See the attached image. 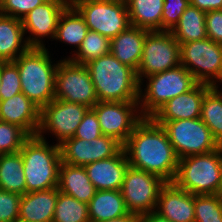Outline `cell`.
<instances>
[{"label": "cell", "instance_id": "obj_1", "mask_svg": "<svg viewBox=\"0 0 222 222\" xmlns=\"http://www.w3.org/2000/svg\"><path fill=\"white\" fill-rule=\"evenodd\" d=\"M123 149L131 167L155 174L166 182L174 181L179 159L166 131L151 117H144L137 124Z\"/></svg>", "mask_w": 222, "mask_h": 222}, {"label": "cell", "instance_id": "obj_2", "mask_svg": "<svg viewBox=\"0 0 222 222\" xmlns=\"http://www.w3.org/2000/svg\"><path fill=\"white\" fill-rule=\"evenodd\" d=\"M98 101L138 102L140 83L136 71L111 53L86 64Z\"/></svg>", "mask_w": 222, "mask_h": 222}, {"label": "cell", "instance_id": "obj_3", "mask_svg": "<svg viewBox=\"0 0 222 222\" xmlns=\"http://www.w3.org/2000/svg\"><path fill=\"white\" fill-rule=\"evenodd\" d=\"M48 49L30 47L16 63L22 93L40 109L55 99V77L59 61L52 64Z\"/></svg>", "mask_w": 222, "mask_h": 222}, {"label": "cell", "instance_id": "obj_4", "mask_svg": "<svg viewBox=\"0 0 222 222\" xmlns=\"http://www.w3.org/2000/svg\"><path fill=\"white\" fill-rule=\"evenodd\" d=\"M20 152L23 159L26 193L58 187L62 161L57 143L49 146L46 138L31 136Z\"/></svg>", "mask_w": 222, "mask_h": 222}, {"label": "cell", "instance_id": "obj_5", "mask_svg": "<svg viewBox=\"0 0 222 222\" xmlns=\"http://www.w3.org/2000/svg\"><path fill=\"white\" fill-rule=\"evenodd\" d=\"M222 178V146L207 154L179 159L173 183L193 195H215Z\"/></svg>", "mask_w": 222, "mask_h": 222}, {"label": "cell", "instance_id": "obj_6", "mask_svg": "<svg viewBox=\"0 0 222 222\" xmlns=\"http://www.w3.org/2000/svg\"><path fill=\"white\" fill-rule=\"evenodd\" d=\"M146 78L149 82L144 89V94L140 87L138 101L143 117H151L170 99L191 90L198 83L183 65Z\"/></svg>", "mask_w": 222, "mask_h": 222}, {"label": "cell", "instance_id": "obj_7", "mask_svg": "<svg viewBox=\"0 0 222 222\" xmlns=\"http://www.w3.org/2000/svg\"><path fill=\"white\" fill-rule=\"evenodd\" d=\"M155 122L166 131L178 159L207 154L221 147L201 118Z\"/></svg>", "mask_w": 222, "mask_h": 222}, {"label": "cell", "instance_id": "obj_8", "mask_svg": "<svg viewBox=\"0 0 222 222\" xmlns=\"http://www.w3.org/2000/svg\"><path fill=\"white\" fill-rule=\"evenodd\" d=\"M181 65L180 44L169 31H148L142 58L136 72L138 82L143 78Z\"/></svg>", "mask_w": 222, "mask_h": 222}, {"label": "cell", "instance_id": "obj_9", "mask_svg": "<svg viewBox=\"0 0 222 222\" xmlns=\"http://www.w3.org/2000/svg\"><path fill=\"white\" fill-rule=\"evenodd\" d=\"M85 20L89 30L112 39L131 24L126 3L99 0H70Z\"/></svg>", "mask_w": 222, "mask_h": 222}, {"label": "cell", "instance_id": "obj_10", "mask_svg": "<svg viewBox=\"0 0 222 222\" xmlns=\"http://www.w3.org/2000/svg\"><path fill=\"white\" fill-rule=\"evenodd\" d=\"M59 61L55 77V99L92 108L98 98L87 66L76 64L68 58Z\"/></svg>", "mask_w": 222, "mask_h": 222}, {"label": "cell", "instance_id": "obj_11", "mask_svg": "<svg viewBox=\"0 0 222 222\" xmlns=\"http://www.w3.org/2000/svg\"><path fill=\"white\" fill-rule=\"evenodd\" d=\"M165 184L161 177L129 166L121 188L128 212L141 216L155 211L159 192Z\"/></svg>", "mask_w": 222, "mask_h": 222}, {"label": "cell", "instance_id": "obj_12", "mask_svg": "<svg viewBox=\"0 0 222 222\" xmlns=\"http://www.w3.org/2000/svg\"><path fill=\"white\" fill-rule=\"evenodd\" d=\"M180 57L198 83L211 86L222 69V44L209 38L180 44Z\"/></svg>", "mask_w": 222, "mask_h": 222}, {"label": "cell", "instance_id": "obj_13", "mask_svg": "<svg viewBox=\"0 0 222 222\" xmlns=\"http://www.w3.org/2000/svg\"><path fill=\"white\" fill-rule=\"evenodd\" d=\"M138 108L139 102L103 101H98L92 107L97 115L102 134L115 138L122 145L144 118Z\"/></svg>", "mask_w": 222, "mask_h": 222}, {"label": "cell", "instance_id": "obj_14", "mask_svg": "<svg viewBox=\"0 0 222 222\" xmlns=\"http://www.w3.org/2000/svg\"><path fill=\"white\" fill-rule=\"evenodd\" d=\"M89 108L78 103L54 99L41 109L40 127L37 136L41 139L45 131H50L60 145L64 140L74 137L76 129Z\"/></svg>", "mask_w": 222, "mask_h": 222}, {"label": "cell", "instance_id": "obj_15", "mask_svg": "<svg viewBox=\"0 0 222 222\" xmlns=\"http://www.w3.org/2000/svg\"><path fill=\"white\" fill-rule=\"evenodd\" d=\"M59 147L62 162L85 166L115 156L123 145L113 137L101 135L91 141L72 137L64 140Z\"/></svg>", "mask_w": 222, "mask_h": 222}, {"label": "cell", "instance_id": "obj_16", "mask_svg": "<svg viewBox=\"0 0 222 222\" xmlns=\"http://www.w3.org/2000/svg\"><path fill=\"white\" fill-rule=\"evenodd\" d=\"M69 4L70 0H47L24 16L23 31L32 35L26 39L30 47H45L41 38H55L59 18Z\"/></svg>", "mask_w": 222, "mask_h": 222}, {"label": "cell", "instance_id": "obj_17", "mask_svg": "<svg viewBox=\"0 0 222 222\" xmlns=\"http://www.w3.org/2000/svg\"><path fill=\"white\" fill-rule=\"evenodd\" d=\"M210 85L197 83L191 90L178 95L162 107L151 118L154 121H175L181 119H196L201 117L202 102Z\"/></svg>", "mask_w": 222, "mask_h": 222}, {"label": "cell", "instance_id": "obj_18", "mask_svg": "<svg viewBox=\"0 0 222 222\" xmlns=\"http://www.w3.org/2000/svg\"><path fill=\"white\" fill-rule=\"evenodd\" d=\"M155 212L171 222H195L194 195L166 182L159 192Z\"/></svg>", "mask_w": 222, "mask_h": 222}, {"label": "cell", "instance_id": "obj_19", "mask_svg": "<svg viewBox=\"0 0 222 222\" xmlns=\"http://www.w3.org/2000/svg\"><path fill=\"white\" fill-rule=\"evenodd\" d=\"M129 162L122 148L115 156L86 164L87 176L96 190H121Z\"/></svg>", "mask_w": 222, "mask_h": 222}, {"label": "cell", "instance_id": "obj_20", "mask_svg": "<svg viewBox=\"0 0 222 222\" xmlns=\"http://www.w3.org/2000/svg\"><path fill=\"white\" fill-rule=\"evenodd\" d=\"M41 109L22 92L0 100V121L17 125L30 136H37Z\"/></svg>", "mask_w": 222, "mask_h": 222}, {"label": "cell", "instance_id": "obj_21", "mask_svg": "<svg viewBox=\"0 0 222 222\" xmlns=\"http://www.w3.org/2000/svg\"><path fill=\"white\" fill-rule=\"evenodd\" d=\"M58 187L25 193L20 200L18 222H53Z\"/></svg>", "mask_w": 222, "mask_h": 222}, {"label": "cell", "instance_id": "obj_22", "mask_svg": "<svg viewBox=\"0 0 222 222\" xmlns=\"http://www.w3.org/2000/svg\"><path fill=\"white\" fill-rule=\"evenodd\" d=\"M147 32L148 30L130 25L111 39L110 53L137 72Z\"/></svg>", "mask_w": 222, "mask_h": 222}, {"label": "cell", "instance_id": "obj_23", "mask_svg": "<svg viewBox=\"0 0 222 222\" xmlns=\"http://www.w3.org/2000/svg\"><path fill=\"white\" fill-rule=\"evenodd\" d=\"M58 189L85 203H89L97 191L87 176L84 166H74L64 162H61L59 168Z\"/></svg>", "mask_w": 222, "mask_h": 222}, {"label": "cell", "instance_id": "obj_24", "mask_svg": "<svg viewBox=\"0 0 222 222\" xmlns=\"http://www.w3.org/2000/svg\"><path fill=\"white\" fill-rule=\"evenodd\" d=\"M24 35L21 20L0 14V62L14 61L30 48Z\"/></svg>", "mask_w": 222, "mask_h": 222}, {"label": "cell", "instance_id": "obj_25", "mask_svg": "<svg viewBox=\"0 0 222 222\" xmlns=\"http://www.w3.org/2000/svg\"><path fill=\"white\" fill-rule=\"evenodd\" d=\"M88 211L90 222L116 219L129 214L121 190H97L88 203Z\"/></svg>", "mask_w": 222, "mask_h": 222}, {"label": "cell", "instance_id": "obj_26", "mask_svg": "<svg viewBox=\"0 0 222 222\" xmlns=\"http://www.w3.org/2000/svg\"><path fill=\"white\" fill-rule=\"evenodd\" d=\"M164 0H128L130 24L148 31H161Z\"/></svg>", "mask_w": 222, "mask_h": 222}, {"label": "cell", "instance_id": "obj_27", "mask_svg": "<svg viewBox=\"0 0 222 222\" xmlns=\"http://www.w3.org/2000/svg\"><path fill=\"white\" fill-rule=\"evenodd\" d=\"M0 189L23 196L26 181L21 152L0 154Z\"/></svg>", "mask_w": 222, "mask_h": 222}, {"label": "cell", "instance_id": "obj_28", "mask_svg": "<svg viewBox=\"0 0 222 222\" xmlns=\"http://www.w3.org/2000/svg\"><path fill=\"white\" fill-rule=\"evenodd\" d=\"M206 12L195 6L189 5L181 15L178 24L171 31L179 44L203 40L207 38Z\"/></svg>", "mask_w": 222, "mask_h": 222}, {"label": "cell", "instance_id": "obj_29", "mask_svg": "<svg viewBox=\"0 0 222 222\" xmlns=\"http://www.w3.org/2000/svg\"><path fill=\"white\" fill-rule=\"evenodd\" d=\"M88 31L84 18L70 3L59 18L54 39L79 48Z\"/></svg>", "mask_w": 222, "mask_h": 222}, {"label": "cell", "instance_id": "obj_30", "mask_svg": "<svg viewBox=\"0 0 222 222\" xmlns=\"http://www.w3.org/2000/svg\"><path fill=\"white\" fill-rule=\"evenodd\" d=\"M200 118L222 146V92L217 83H213L205 93Z\"/></svg>", "mask_w": 222, "mask_h": 222}, {"label": "cell", "instance_id": "obj_31", "mask_svg": "<svg viewBox=\"0 0 222 222\" xmlns=\"http://www.w3.org/2000/svg\"><path fill=\"white\" fill-rule=\"evenodd\" d=\"M111 40L98 32L89 30L77 51L68 59L86 65L92 60L110 53Z\"/></svg>", "mask_w": 222, "mask_h": 222}, {"label": "cell", "instance_id": "obj_32", "mask_svg": "<svg viewBox=\"0 0 222 222\" xmlns=\"http://www.w3.org/2000/svg\"><path fill=\"white\" fill-rule=\"evenodd\" d=\"M53 222H90L88 203L78 201L58 189Z\"/></svg>", "mask_w": 222, "mask_h": 222}, {"label": "cell", "instance_id": "obj_33", "mask_svg": "<svg viewBox=\"0 0 222 222\" xmlns=\"http://www.w3.org/2000/svg\"><path fill=\"white\" fill-rule=\"evenodd\" d=\"M195 222H222V198L215 195H194Z\"/></svg>", "mask_w": 222, "mask_h": 222}, {"label": "cell", "instance_id": "obj_34", "mask_svg": "<svg viewBox=\"0 0 222 222\" xmlns=\"http://www.w3.org/2000/svg\"><path fill=\"white\" fill-rule=\"evenodd\" d=\"M30 137L21 127L0 121V154L19 152Z\"/></svg>", "mask_w": 222, "mask_h": 222}, {"label": "cell", "instance_id": "obj_35", "mask_svg": "<svg viewBox=\"0 0 222 222\" xmlns=\"http://www.w3.org/2000/svg\"><path fill=\"white\" fill-rule=\"evenodd\" d=\"M19 70L14 61L1 62L0 100L21 93Z\"/></svg>", "mask_w": 222, "mask_h": 222}, {"label": "cell", "instance_id": "obj_36", "mask_svg": "<svg viewBox=\"0 0 222 222\" xmlns=\"http://www.w3.org/2000/svg\"><path fill=\"white\" fill-rule=\"evenodd\" d=\"M189 5V0H164L161 31L171 32Z\"/></svg>", "mask_w": 222, "mask_h": 222}, {"label": "cell", "instance_id": "obj_37", "mask_svg": "<svg viewBox=\"0 0 222 222\" xmlns=\"http://www.w3.org/2000/svg\"><path fill=\"white\" fill-rule=\"evenodd\" d=\"M47 0H0V14L22 20L24 16Z\"/></svg>", "mask_w": 222, "mask_h": 222}, {"label": "cell", "instance_id": "obj_38", "mask_svg": "<svg viewBox=\"0 0 222 222\" xmlns=\"http://www.w3.org/2000/svg\"><path fill=\"white\" fill-rule=\"evenodd\" d=\"M21 197L0 189V222H18Z\"/></svg>", "mask_w": 222, "mask_h": 222}, {"label": "cell", "instance_id": "obj_39", "mask_svg": "<svg viewBox=\"0 0 222 222\" xmlns=\"http://www.w3.org/2000/svg\"><path fill=\"white\" fill-rule=\"evenodd\" d=\"M103 135L95 111L89 108L74 134L75 138L91 141Z\"/></svg>", "mask_w": 222, "mask_h": 222}, {"label": "cell", "instance_id": "obj_40", "mask_svg": "<svg viewBox=\"0 0 222 222\" xmlns=\"http://www.w3.org/2000/svg\"><path fill=\"white\" fill-rule=\"evenodd\" d=\"M207 38L222 44V10H211L205 16Z\"/></svg>", "mask_w": 222, "mask_h": 222}, {"label": "cell", "instance_id": "obj_41", "mask_svg": "<svg viewBox=\"0 0 222 222\" xmlns=\"http://www.w3.org/2000/svg\"><path fill=\"white\" fill-rule=\"evenodd\" d=\"M190 5L197 7L201 11L222 10V0H189Z\"/></svg>", "mask_w": 222, "mask_h": 222}, {"label": "cell", "instance_id": "obj_42", "mask_svg": "<svg viewBox=\"0 0 222 222\" xmlns=\"http://www.w3.org/2000/svg\"><path fill=\"white\" fill-rule=\"evenodd\" d=\"M140 222H171L168 219L162 217L157 212L152 211L150 213L140 216Z\"/></svg>", "mask_w": 222, "mask_h": 222}, {"label": "cell", "instance_id": "obj_43", "mask_svg": "<svg viewBox=\"0 0 222 222\" xmlns=\"http://www.w3.org/2000/svg\"><path fill=\"white\" fill-rule=\"evenodd\" d=\"M101 222H140V216L129 213L128 215H125L116 219L105 220Z\"/></svg>", "mask_w": 222, "mask_h": 222}, {"label": "cell", "instance_id": "obj_44", "mask_svg": "<svg viewBox=\"0 0 222 222\" xmlns=\"http://www.w3.org/2000/svg\"><path fill=\"white\" fill-rule=\"evenodd\" d=\"M99 1H105V2H112V3H126L128 0H99Z\"/></svg>", "mask_w": 222, "mask_h": 222}, {"label": "cell", "instance_id": "obj_45", "mask_svg": "<svg viewBox=\"0 0 222 222\" xmlns=\"http://www.w3.org/2000/svg\"><path fill=\"white\" fill-rule=\"evenodd\" d=\"M217 195L222 198V178H221V184H220V188H219V190H218Z\"/></svg>", "mask_w": 222, "mask_h": 222}, {"label": "cell", "instance_id": "obj_46", "mask_svg": "<svg viewBox=\"0 0 222 222\" xmlns=\"http://www.w3.org/2000/svg\"><path fill=\"white\" fill-rule=\"evenodd\" d=\"M220 81V83H222V69H221V72H220V75L218 76V78L216 79V81H214V83H218L219 81Z\"/></svg>", "mask_w": 222, "mask_h": 222}, {"label": "cell", "instance_id": "obj_47", "mask_svg": "<svg viewBox=\"0 0 222 222\" xmlns=\"http://www.w3.org/2000/svg\"><path fill=\"white\" fill-rule=\"evenodd\" d=\"M0 84H1V62H0Z\"/></svg>", "mask_w": 222, "mask_h": 222}]
</instances>
